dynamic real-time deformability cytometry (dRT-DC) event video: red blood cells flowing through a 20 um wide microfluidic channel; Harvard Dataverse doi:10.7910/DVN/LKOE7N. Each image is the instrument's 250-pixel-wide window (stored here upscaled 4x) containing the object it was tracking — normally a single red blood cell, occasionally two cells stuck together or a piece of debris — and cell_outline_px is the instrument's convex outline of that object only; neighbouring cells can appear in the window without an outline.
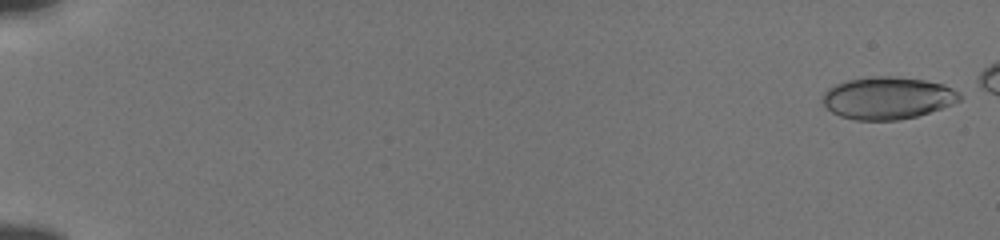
{"species": "human", "species_latin": "Homo sapiens", "temperature_condition": "cold", "stored_images_in_passage": 53, "camera_frame_rate_fps": 3000, "um_per_image_px": 0.085, "donor": {"sex": "male"}, "frame": {"image": 1, "passage_image": 2, "time_ms": 0.333, "image_size_px": [1000, 240], "cell_outline_px": [[960, 100], [952, 104], [916, 116], [900, 120], [856, 120], [840, 116], [832, 112], [824, 104], [824, 92], [828, 88], [836, 84], [848, 80], [872, 76], [896, 76], [924, 80], [944, 84], [960, 92]], "centroid_in_image_um": [75.45, 8.32], "position_along_channel_um": 9.5, "area_um2": 33.58}}
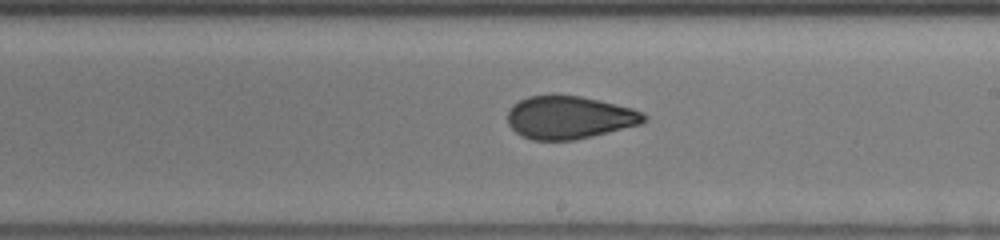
{"frame": {"image": 2, "passage_image": 35, "time_ms": 11.333, "image_size_px": [1000, 240], "cell_outline_px": [[648, 120], [640, 124], [576, 140], [532, 140], [520, 136], [508, 124], [508, 112], [512, 104], [528, 96], [580, 96], [600, 100], [632, 108], [644, 112], [648, 116]], "centroid_in_image_um": [48.41, 9.99], "position_along_channel_um": 240.6, "area_um2": 34.04}}
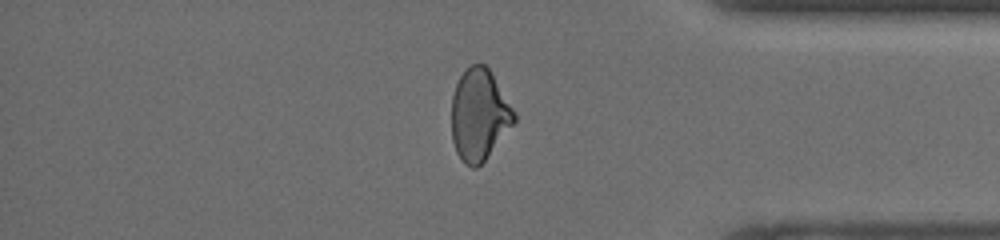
{"frame": {"image": 3, "passage_image": 48, "time_ms": 15.667, "image_size_px": [1000, 240], "cell_outline_px": [[516, 120], [484, 160], [476, 168], [472, 168], [464, 164], [456, 152], [452, 140], [452, 96], [456, 84], [464, 68], [472, 64], [484, 64], [492, 72], [516, 112]], "centroid_in_image_um": [40.73, 9.73], "position_along_channel_um": 394.5, "area_um2": 33.41}}